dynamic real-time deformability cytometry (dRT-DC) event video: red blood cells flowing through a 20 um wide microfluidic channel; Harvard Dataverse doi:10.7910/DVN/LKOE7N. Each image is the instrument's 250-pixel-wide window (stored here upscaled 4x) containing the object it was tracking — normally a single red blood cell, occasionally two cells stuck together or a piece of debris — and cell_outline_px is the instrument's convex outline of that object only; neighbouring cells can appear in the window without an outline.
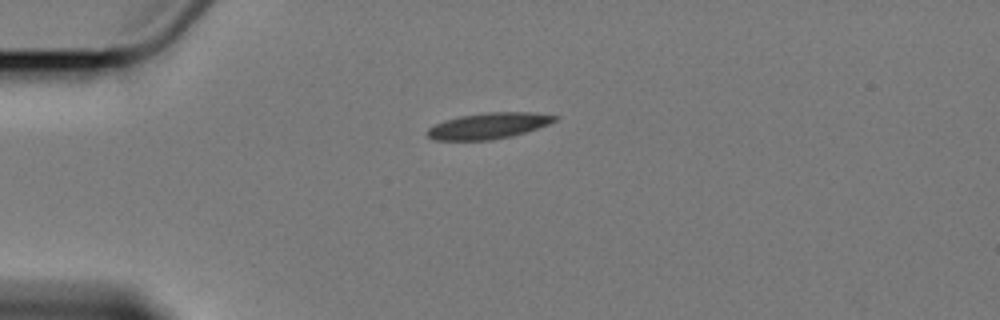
{"species": "Egyptian fruit bat (a non-hibernating species)", "species_latin": "Rousettus aegyptiacus", "temperature_condition": "cold", "stored_images_in_passage": 3, "camera_frame_rate_fps": 3000, "um_per_image_px": 0.085, "animal": {"sex": "female"}, "frame": {"image": 1, "passage_image": 1, "time_ms": 0.0, "image_size_px": [1000, 320], "cell_outline_px": [[560, 116], [556, 120], [548, 124], [512, 136], [488, 140], [436, 140], [428, 136], [424, 132], [428, 128], [444, 120], [460, 116], [484, 112], [532, 112]], "centroid_in_image_um": [41.5, 10.68], "position_along_channel_um": 43.5, "area_um2": 19.25}}
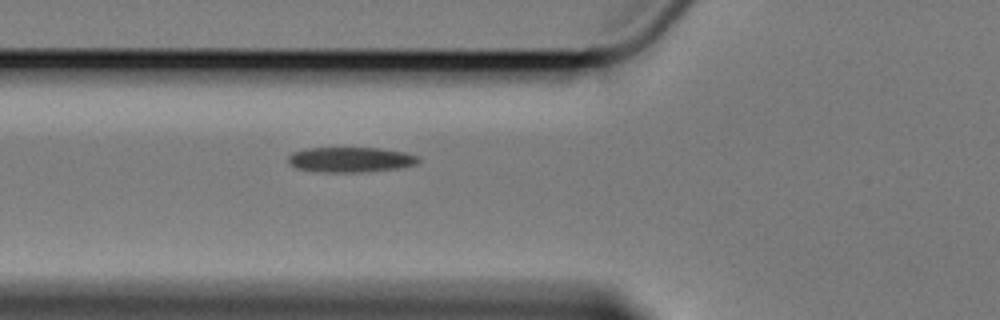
{"frame": {"image": 2, "passage_image": 3, "time_ms": 2.333, "image_size_px": [1000, 320], "cell_outline_px": [[420, 160], [416, 164], [396, 168], [360, 172], [328, 172], [296, 168], [288, 160], [288, 156], [292, 152], [304, 148], [380, 148], [404, 152], [416, 156]], "centroid_in_image_um": [29.77, 13.55], "position_along_channel_um": 96.0, "area_um2": 18.79}}